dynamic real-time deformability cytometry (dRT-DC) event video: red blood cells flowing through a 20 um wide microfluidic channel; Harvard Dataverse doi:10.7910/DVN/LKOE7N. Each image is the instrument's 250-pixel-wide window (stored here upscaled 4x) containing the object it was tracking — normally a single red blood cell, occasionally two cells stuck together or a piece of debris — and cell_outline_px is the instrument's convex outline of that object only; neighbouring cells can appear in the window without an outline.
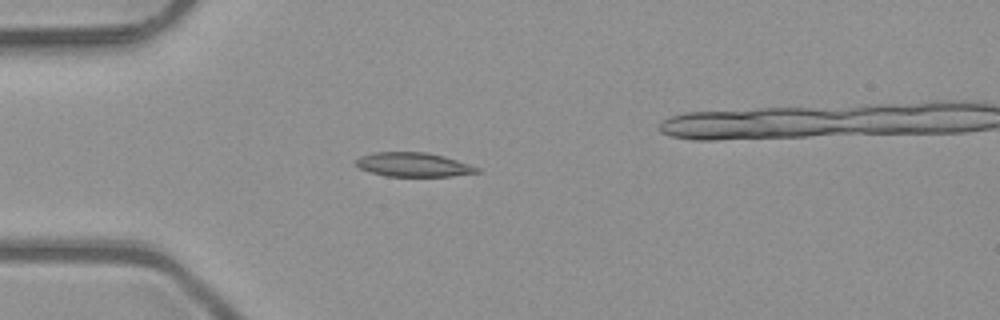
{"species": "common noctule bat (a hibernating species)", "species_latin": "Nyctalus noctula", "temperature_condition": "room temperature", "stored_images_in_passage": 4, "camera_frame_rate_fps": 3000, "um_per_image_px": 0.085, "animal": {"sex": "male", "body_mass_g": 23.1, "forearm_length_mm": 52.7}, "frame": {"image": 1, "passage_image": 3, "time_ms": 0.667, "image_size_px": [1000, 320], "cell_outline_px": [[480, 172], [452, 176], [384, 176], [360, 168], [356, 164], [356, 160], [360, 156], [376, 152], [428, 152], [444, 156], [480, 168]], "centroid_in_image_um": [35.15, 13.99], "position_along_channel_um": 49.8, "area_um2": 16.88}}